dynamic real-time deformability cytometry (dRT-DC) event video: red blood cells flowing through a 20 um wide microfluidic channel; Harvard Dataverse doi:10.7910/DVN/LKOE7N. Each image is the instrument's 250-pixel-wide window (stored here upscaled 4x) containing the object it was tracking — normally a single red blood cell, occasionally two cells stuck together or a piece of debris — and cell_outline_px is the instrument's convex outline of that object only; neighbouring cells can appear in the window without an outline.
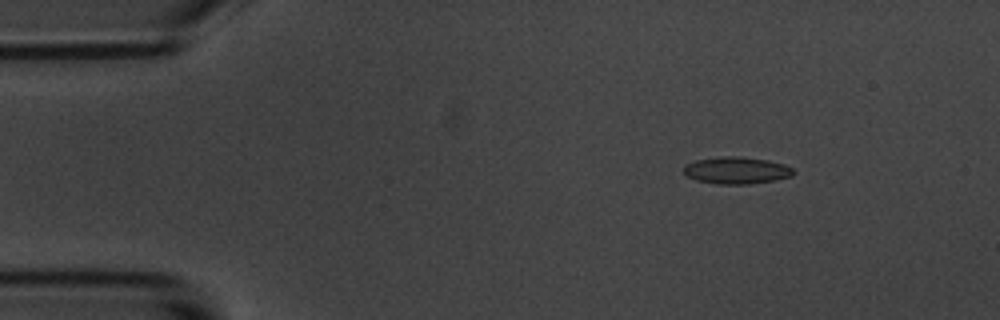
{"species": "common noctule bat (a hibernating species)", "species_latin": "Nyctalus noctula", "temperature_condition": "room temperature", "stored_images_in_passage": 50, "camera_frame_rate_fps": 3000, "um_per_image_px": 0.085, "animal": {"sex": "male", "body_mass_g": 20.1, "forearm_length_mm": 53.5}, "frame": {"image": 1, "passage_image": 2, "time_ms": 0.333, "image_size_px": [1000, 320], "cell_outline_px": [[796, 172], [792, 176], [776, 180], [748, 184], [716, 184], [696, 180], [688, 176], [684, 172], [684, 164], [696, 160], [724, 156], [736, 156], [768, 160], [784, 164], [792, 168]], "centroid_in_image_um": [62.62, 14.48], "position_along_channel_um": 22.4, "area_um2": 17.28}}
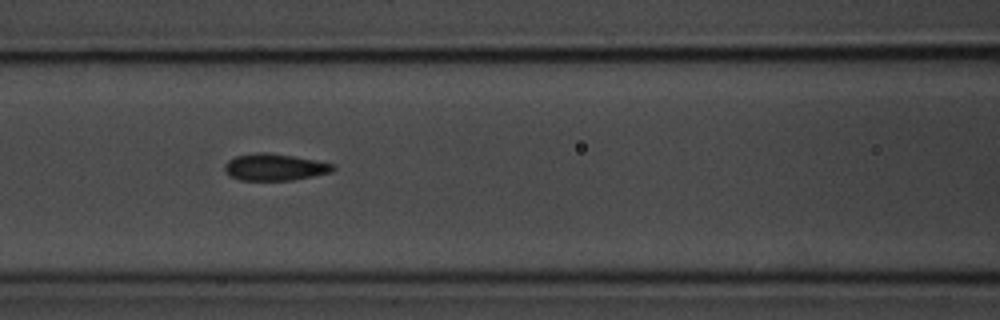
{"frame": {"image": 2, "passage_image": 18, "time_ms": 5.667, "image_size_px": [1000, 320], "cell_outline_px": [[336, 168], [332, 172], [292, 180], [240, 180], [224, 172], [224, 164], [228, 160], [236, 156], [252, 152], [264, 152], [292, 156], [316, 160], [332, 164]], "centroid_in_image_um": [23.31, 14.2], "position_along_channel_um": 143.3, "area_um2": 16.88}}
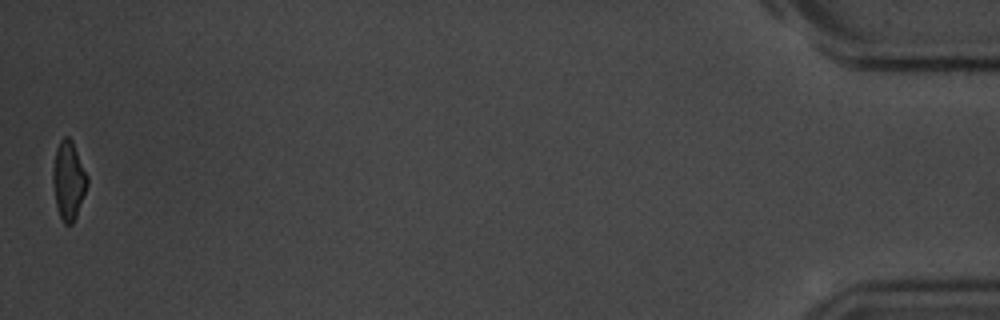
{"frame": {"image": 3, "passage_image": 50, "time_ms": 16.333, "image_size_px": [1000, 320], "cell_outline_px": [[88, 184], [76, 216], [72, 224], [64, 224], [60, 216], [56, 204], [52, 180], [52, 172], [56, 148], [60, 140], [64, 136], [68, 136], [72, 140], [88, 176]], "centroid_in_image_um": [5.82, 15.3], "position_along_channel_um": 429.4, "area_um2": 15.66}, "authors_computed_cell_mechanics": {"area_um2": 16.8776, "velocity_mm_per_s": 3.5814, "shape_relaxation_time_tau1_ms": 4.0681, "shape_relaxation_time_tau2_ms": 2.5012, "deformation_change_tau1": 0.1224, "deformation_change_tau2": 0.0662}}